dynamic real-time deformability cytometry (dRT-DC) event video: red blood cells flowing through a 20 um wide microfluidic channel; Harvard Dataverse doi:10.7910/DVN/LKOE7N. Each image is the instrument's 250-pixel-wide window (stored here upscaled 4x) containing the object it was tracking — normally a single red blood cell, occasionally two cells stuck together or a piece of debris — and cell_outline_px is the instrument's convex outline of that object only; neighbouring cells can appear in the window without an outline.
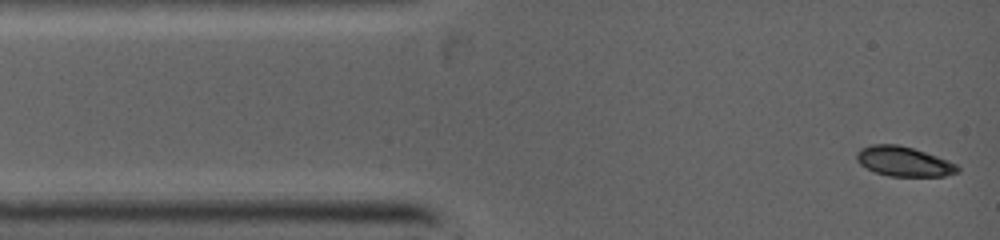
{"species": "common noctule bat (a hibernating species)", "species_latin": "Nyctalus noctula", "temperature_condition": "warm", "stored_images_in_passage": 50, "camera_frame_rate_fps": 5000, "um_per_image_px": 0.085, "animal": {"sex": "female", "body_mass_g": 19.0, "forearm_length_mm": 53.3}, "frame": {"image": 1, "passage_image": 1, "time_ms": 0.0, "image_size_px": [1000, 240], "cell_outline_px": [[960, 168], [956, 172], [944, 176], [892, 176], [876, 172], [860, 164], [856, 160], [856, 156], [860, 148], [872, 144], [896, 144], [912, 148], [936, 156], [956, 164]], "centroid_in_image_um": [76.79, 13.72], "position_along_channel_um": 8.2, "area_um2": 17.17}}
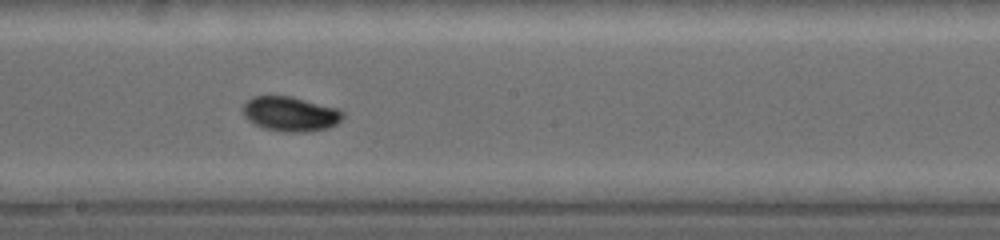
{"frame": {"image": 2, "passage_image": 21, "time_ms": 5.8, "image_size_px": [1000, 240], "cell_outline_px": [[344, 116], [336, 124], [324, 128], [300, 132], [284, 132], [264, 128], [248, 120], [244, 116], [244, 104], [252, 96], [292, 96], [336, 108], [344, 112]], "centroid_in_image_um": [24.67, 9.67], "position_along_channel_um": 223.5, "area_um2": 19.88}}
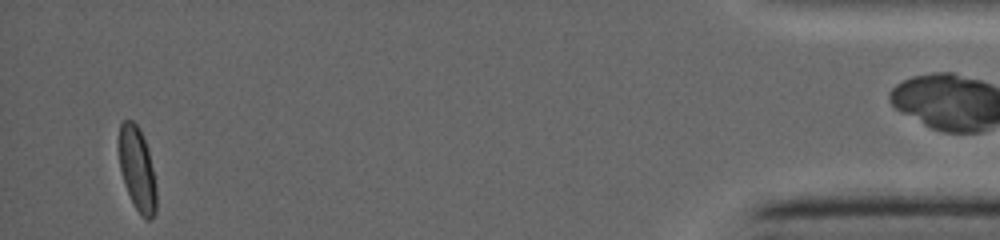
{"frame": {"image": 3, "passage_image": 47, "time_ms": 12.2, "image_size_px": [1000, 240], "cell_outline_px": [[156, 212], [148, 220], [144, 220], [140, 216], [124, 184], [120, 168], [120, 124], [124, 120], [132, 120], [140, 128], [148, 152], [152, 168], [156, 192]], "centroid_in_image_um": [11.67, 14.4], "position_along_channel_um": 423.5, "area_um2": 17.8}}